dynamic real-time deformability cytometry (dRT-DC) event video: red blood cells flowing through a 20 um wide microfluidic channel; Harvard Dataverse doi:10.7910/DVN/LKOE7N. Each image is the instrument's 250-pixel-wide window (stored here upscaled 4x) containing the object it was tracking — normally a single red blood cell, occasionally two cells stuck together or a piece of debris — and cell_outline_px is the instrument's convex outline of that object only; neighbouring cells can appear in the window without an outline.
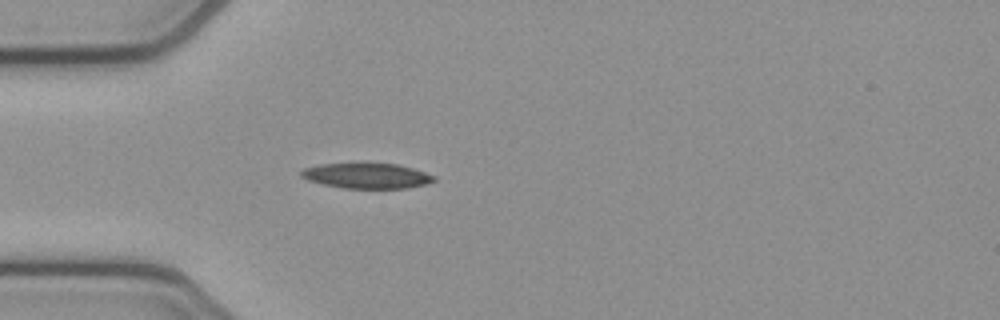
{"species": "common noctule bat (a hibernating species)", "species_latin": "Nyctalus noctula", "temperature_condition": "cold", "stored_images_in_passage": 39, "camera_frame_rate_fps": 3000, "um_per_image_px": 0.085, "animal": {"sex": "female", "body_mass_g": 21.9}, "frame": {"image": 1, "passage_image": 1, "time_ms": 0.0, "image_size_px": [1000, 320], "cell_outline_px": [[436, 180], [424, 184], [408, 188], [344, 188], [324, 184], [308, 180], [300, 176], [300, 172], [304, 168], [320, 164], [396, 164], [412, 168], [436, 176]], "centroid_in_image_um": [31.17, 14.95], "position_along_channel_um": 53.8, "area_um2": 19.25}}
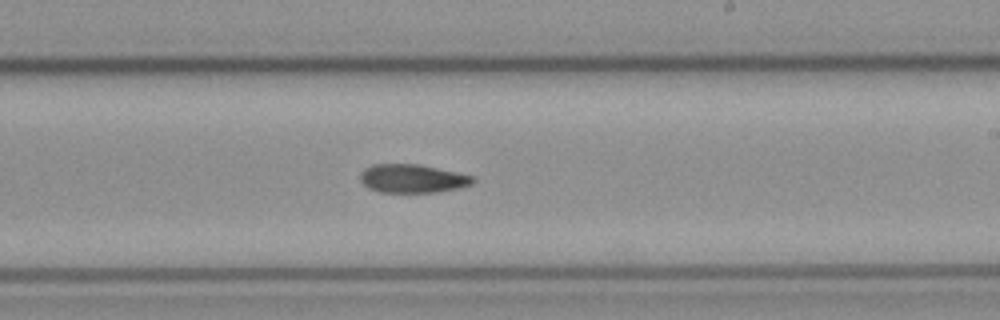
{"frame": {"image": 2, "passage_image": 17, "time_ms": 5.333, "image_size_px": [1000, 320], "cell_outline_px": [[476, 180], [472, 184], [460, 188], [436, 192], [380, 192], [368, 188], [360, 180], [360, 172], [364, 168], [372, 164], [420, 164], [456, 172], [472, 176]], "centroid_in_image_um": [35.04, 15.17], "position_along_channel_um": 254.0, "area_um2": 18.79}}
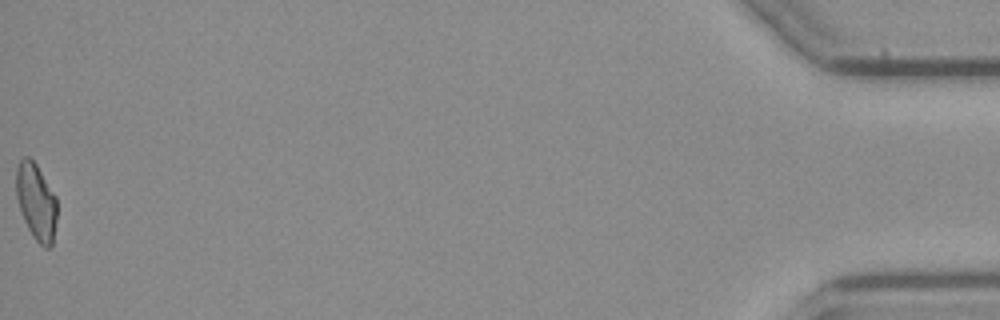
{"frame": {"image": 3, "passage_image": 39, "time_ms": 12.667, "image_size_px": [1000, 320], "cell_outline_px": [[56, 220], [52, 244], [48, 248], [44, 248], [36, 240], [28, 228], [20, 212], [16, 196], [16, 168], [20, 160], [24, 156], [28, 156], [36, 164], [56, 196]], "centroid_in_image_um": [3.06, 17.13], "position_along_channel_um": 432.1, "area_um2": 18.15}}